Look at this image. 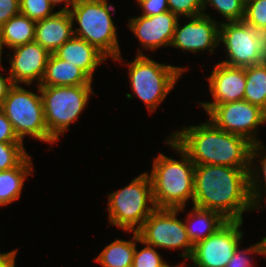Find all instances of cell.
<instances>
[{"label": "cell", "instance_id": "obj_25", "mask_svg": "<svg viewBox=\"0 0 266 267\" xmlns=\"http://www.w3.org/2000/svg\"><path fill=\"white\" fill-rule=\"evenodd\" d=\"M262 150H266V148L264 147V145H262V143H255L252 145L251 148V165H250V196L252 199L253 204L257 207L256 209L259 208L260 210H262V203L261 201H263L262 198V194L264 193V196L266 194V151L265 153H263L264 151ZM263 155V156H262ZM260 157V158H259ZM255 159H258V161H260V166H257L256 164H253V161H255ZM260 170V171H258ZM262 171V173H261ZM259 174V175H258ZM262 174V177L260 176ZM263 178V180H261L260 178ZM264 181V182H263ZM263 182V183H262ZM262 185L263 188L262 189Z\"/></svg>", "mask_w": 266, "mask_h": 267}, {"label": "cell", "instance_id": "obj_36", "mask_svg": "<svg viewBox=\"0 0 266 267\" xmlns=\"http://www.w3.org/2000/svg\"><path fill=\"white\" fill-rule=\"evenodd\" d=\"M18 249L0 254V267H15V258Z\"/></svg>", "mask_w": 266, "mask_h": 267}, {"label": "cell", "instance_id": "obj_12", "mask_svg": "<svg viewBox=\"0 0 266 267\" xmlns=\"http://www.w3.org/2000/svg\"><path fill=\"white\" fill-rule=\"evenodd\" d=\"M243 221H227L215 233L197 242L190 260L193 267H226L244 236Z\"/></svg>", "mask_w": 266, "mask_h": 267}, {"label": "cell", "instance_id": "obj_13", "mask_svg": "<svg viewBox=\"0 0 266 267\" xmlns=\"http://www.w3.org/2000/svg\"><path fill=\"white\" fill-rule=\"evenodd\" d=\"M190 21L183 27L177 22L170 47L192 53L204 50L213 54L219 45V27L221 22H216L205 12L197 17L187 18Z\"/></svg>", "mask_w": 266, "mask_h": 267}, {"label": "cell", "instance_id": "obj_16", "mask_svg": "<svg viewBox=\"0 0 266 267\" xmlns=\"http://www.w3.org/2000/svg\"><path fill=\"white\" fill-rule=\"evenodd\" d=\"M179 19L171 11L154 16L141 15L129 19L128 27L144 49L153 51L170 46Z\"/></svg>", "mask_w": 266, "mask_h": 267}, {"label": "cell", "instance_id": "obj_3", "mask_svg": "<svg viewBox=\"0 0 266 267\" xmlns=\"http://www.w3.org/2000/svg\"><path fill=\"white\" fill-rule=\"evenodd\" d=\"M166 143L181 156L176 160L159 153L154 158L150 178L156 208L178 209L194 198L195 164L169 136Z\"/></svg>", "mask_w": 266, "mask_h": 267}, {"label": "cell", "instance_id": "obj_24", "mask_svg": "<svg viewBox=\"0 0 266 267\" xmlns=\"http://www.w3.org/2000/svg\"><path fill=\"white\" fill-rule=\"evenodd\" d=\"M244 100L266 112V61L245 67Z\"/></svg>", "mask_w": 266, "mask_h": 267}, {"label": "cell", "instance_id": "obj_7", "mask_svg": "<svg viewBox=\"0 0 266 267\" xmlns=\"http://www.w3.org/2000/svg\"><path fill=\"white\" fill-rule=\"evenodd\" d=\"M24 88L18 84H13L0 108L22 142L24 137L29 135L43 143H56L57 141L48 133L45 123L39 85H37L38 94Z\"/></svg>", "mask_w": 266, "mask_h": 267}, {"label": "cell", "instance_id": "obj_17", "mask_svg": "<svg viewBox=\"0 0 266 267\" xmlns=\"http://www.w3.org/2000/svg\"><path fill=\"white\" fill-rule=\"evenodd\" d=\"M73 27L69 11H56L53 15L36 21L34 41L54 53L74 36Z\"/></svg>", "mask_w": 266, "mask_h": 267}, {"label": "cell", "instance_id": "obj_11", "mask_svg": "<svg viewBox=\"0 0 266 267\" xmlns=\"http://www.w3.org/2000/svg\"><path fill=\"white\" fill-rule=\"evenodd\" d=\"M217 128L247 138L251 143L257 139V126L266 123V112L246 100L215 105L208 113Z\"/></svg>", "mask_w": 266, "mask_h": 267}, {"label": "cell", "instance_id": "obj_5", "mask_svg": "<svg viewBox=\"0 0 266 267\" xmlns=\"http://www.w3.org/2000/svg\"><path fill=\"white\" fill-rule=\"evenodd\" d=\"M186 70L180 66L160 64L139 50L135 59L128 63L130 88L149 112H154Z\"/></svg>", "mask_w": 266, "mask_h": 267}, {"label": "cell", "instance_id": "obj_4", "mask_svg": "<svg viewBox=\"0 0 266 267\" xmlns=\"http://www.w3.org/2000/svg\"><path fill=\"white\" fill-rule=\"evenodd\" d=\"M110 11L115 14V7L108 4L107 0H76L72 9H69L72 22L79 25L78 29H73V33L75 37L95 46L107 58L123 61Z\"/></svg>", "mask_w": 266, "mask_h": 267}, {"label": "cell", "instance_id": "obj_20", "mask_svg": "<svg viewBox=\"0 0 266 267\" xmlns=\"http://www.w3.org/2000/svg\"><path fill=\"white\" fill-rule=\"evenodd\" d=\"M227 221L218 212L193 206L184 223L188 237L195 245L215 233Z\"/></svg>", "mask_w": 266, "mask_h": 267}, {"label": "cell", "instance_id": "obj_38", "mask_svg": "<svg viewBox=\"0 0 266 267\" xmlns=\"http://www.w3.org/2000/svg\"><path fill=\"white\" fill-rule=\"evenodd\" d=\"M50 2L52 3V5L55 7L56 5H58L59 3H65L64 7L61 8L60 10L63 11H69V7H72L73 4L76 2V0H50Z\"/></svg>", "mask_w": 266, "mask_h": 267}, {"label": "cell", "instance_id": "obj_10", "mask_svg": "<svg viewBox=\"0 0 266 267\" xmlns=\"http://www.w3.org/2000/svg\"><path fill=\"white\" fill-rule=\"evenodd\" d=\"M184 208H156L137 231L140 243L158 249H183L179 257L190 259L194 245L188 237L185 223L177 218Z\"/></svg>", "mask_w": 266, "mask_h": 267}, {"label": "cell", "instance_id": "obj_39", "mask_svg": "<svg viewBox=\"0 0 266 267\" xmlns=\"http://www.w3.org/2000/svg\"><path fill=\"white\" fill-rule=\"evenodd\" d=\"M183 266H184V262L183 263L176 264V265L171 266V267H183Z\"/></svg>", "mask_w": 266, "mask_h": 267}, {"label": "cell", "instance_id": "obj_26", "mask_svg": "<svg viewBox=\"0 0 266 267\" xmlns=\"http://www.w3.org/2000/svg\"><path fill=\"white\" fill-rule=\"evenodd\" d=\"M209 5L217 10L227 22L243 21L245 12L243 0H203V11Z\"/></svg>", "mask_w": 266, "mask_h": 267}, {"label": "cell", "instance_id": "obj_1", "mask_svg": "<svg viewBox=\"0 0 266 267\" xmlns=\"http://www.w3.org/2000/svg\"><path fill=\"white\" fill-rule=\"evenodd\" d=\"M250 168L195 165L193 206L220 213L228 221H243L256 209L250 196Z\"/></svg>", "mask_w": 266, "mask_h": 267}, {"label": "cell", "instance_id": "obj_29", "mask_svg": "<svg viewBox=\"0 0 266 267\" xmlns=\"http://www.w3.org/2000/svg\"><path fill=\"white\" fill-rule=\"evenodd\" d=\"M243 21L266 35V0H250L245 3Z\"/></svg>", "mask_w": 266, "mask_h": 267}, {"label": "cell", "instance_id": "obj_14", "mask_svg": "<svg viewBox=\"0 0 266 267\" xmlns=\"http://www.w3.org/2000/svg\"><path fill=\"white\" fill-rule=\"evenodd\" d=\"M212 102H199L208 113L215 105L244 100L246 88L245 68L217 63L209 75Z\"/></svg>", "mask_w": 266, "mask_h": 267}, {"label": "cell", "instance_id": "obj_31", "mask_svg": "<svg viewBox=\"0 0 266 267\" xmlns=\"http://www.w3.org/2000/svg\"><path fill=\"white\" fill-rule=\"evenodd\" d=\"M239 247L240 246L237 247L234 255L226 264V267H254L252 260H249L252 258H249L250 256L248 253L264 255L266 252V237L262 238L260 242H257L248 248L246 247L244 250L239 249Z\"/></svg>", "mask_w": 266, "mask_h": 267}, {"label": "cell", "instance_id": "obj_33", "mask_svg": "<svg viewBox=\"0 0 266 267\" xmlns=\"http://www.w3.org/2000/svg\"><path fill=\"white\" fill-rule=\"evenodd\" d=\"M141 7L142 16H154L169 10L168 0H136Z\"/></svg>", "mask_w": 266, "mask_h": 267}, {"label": "cell", "instance_id": "obj_8", "mask_svg": "<svg viewBox=\"0 0 266 267\" xmlns=\"http://www.w3.org/2000/svg\"><path fill=\"white\" fill-rule=\"evenodd\" d=\"M48 133L58 141L87 107L92 86H39Z\"/></svg>", "mask_w": 266, "mask_h": 267}, {"label": "cell", "instance_id": "obj_19", "mask_svg": "<svg viewBox=\"0 0 266 267\" xmlns=\"http://www.w3.org/2000/svg\"><path fill=\"white\" fill-rule=\"evenodd\" d=\"M92 81L79 67L51 53L39 86H92Z\"/></svg>", "mask_w": 266, "mask_h": 267}, {"label": "cell", "instance_id": "obj_37", "mask_svg": "<svg viewBox=\"0 0 266 267\" xmlns=\"http://www.w3.org/2000/svg\"><path fill=\"white\" fill-rule=\"evenodd\" d=\"M12 85L13 84L10 80L9 75L7 77H4V75H1L0 73V107L2 106L4 99L7 96V92Z\"/></svg>", "mask_w": 266, "mask_h": 267}, {"label": "cell", "instance_id": "obj_15", "mask_svg": "<svg viewBox=\"0 0 266 267\" xmlns=\"http://www.w3.org/2000/svg\"><path fill=\"white\" fill-rule=\"evenodd\" d=\"M13 54H10L9 62L11 68L8 73L12 84L24 83L31 85L34 80L40 85L46 63L51 53L35 41L12 48Z\"/></svg>", "mask_w": 266, "mask_h": 267}, {"label": "cell", "instance_id": "obj_35", "mask_svg": "<svg viewBox=\"0 0 266 267\" xmlns=\"http://www.w3.org/2000/svg\"><path fill=\"white\" fill-rule=\"evenodd\" d=\"M20 14V0H0V27Z\"/></svg>", "mask_w": 266, "mask_h": 267}, {"label": "cell", "instance_id": "obj_18", "mask_svg": "<svg viewBox=\"0 0 266 267\" xmlns=\"http://www.w3.org/2000/svg\"><path fill=\"white\" fill-rule=\"evenodd\" d=\"M54 54L61 60L79 67L91 79L99 64L108 59L95 46L75 36L66 41Z\"/></svg>", "mask_w": 266, "mask_h": 267}, {"label": "cell", "instance_id": "obj_2", "mask_svg": "<svg viewBox=\"0 0 266 267\" xmlns=\"http://www.w3.org/2000/svg\"><path fill=\"white\" fill-rule=\"evenodd\" d=\"M170 137L195 165L250 168L253 143L241 135L217 128L210 120L200 125L184 126Z\"/></svg>", "mask_w": 266, "mask_h": 267}, {"label": "cell", "instance_id": "obj_32", "mask_svg": "<svg viewBox=\"0 0 266 267\" xmlns=\"http://www.w3.org/2000/svg\"><path fill=\"white\" fill-rule=\"evenodd\" d=\"M169 10L179 18L203 15V0H168Z\"/></svg>", "mask_w": 266, "mask_h": 267}, {"label": "cell", "instance_id": "obj_9", "mask_svg": "<svg viewBox=\"0 0 266 267\" xmlns=\"http://www.w3.org/2000/svg\"><path fill=\"white\" fill-rule=\"evenodd\" d=\"M224 44L232 67H249L266 61V35L244 21L223 22L219 27V44Z\"/></svg>", "mask_w": 266, "mask_h": 267}, {"label": "cell", "instance_id": "obj_27", "mask_svg": "<svg viewBox=\"0 0 266 267\" xmlns=\"http://www.w3.org/2000/svg\"><path fill=\"white\" fill-rule=\"evenodd\" d=\"M140 242L137 232H135V251L133 257L132 267H171L166 263L160 253L157 252L155 247L144 244V248L137 250L136 243Z\"/></svg>", "mask_w": 266, "mask_h": 267}, {"label": "cell", "instance_id": "obj_30", "mask_svg": "<svg viewBox=\"0 0 266 267\" xmlns=\"http://www.w3.org/2000/svg\"><path fill=\"white\" fill-rule=\"evenodd\" d=\"M53 9L50 0H20V13L35 21L53 15Z\"/></svg>", "mask_w": 266, "mask_h": 267}, {"label": "cell", "instance_id": "obj_22", "mask_svg": "<svg viewBox=\"0 0 266 267\" xmlns=\"http://www.w3.org/2000/svg\"><path fill=\"white\" fill-rule=\"evenodd\" d=\"M36 21L18 14L0 27V52L3 54L4 45L14 47L34 41Z\"/></svg>", "mask_w": 266, "mask_h": 267}, {"label": "cell", "instance_id": "obj_21", "mask_svg": "<svg viewBox=\"0 0 266 267\" xmlns=\"http://www.w3.org/2000/svg\"><path fill=\"white\" fill-rule=\"evenodd\" d=\"M32 168V160L28 155L17 167L0 171V207L20 199L26 177L33 175Z\"/></svg>", "mask_w": 266, "mask_h": 267}, {"label": "cell", "instance_id": "obj_34", "mask_svg": "<svg viewBox=\"0 0 266 267\" xmlns=\"http://www.w3.org/2000/svg\"><path fill=\"white\" fill-rule=\"evenodd\" d=\"M0 142L1 143H23L15 133L13 125L0 108Z\"/></svg>", "mask_w": 266, "mask_h": 267}, {"label": "cell", "instance_id": "obj_23", "mask_svg": "<svg viewBox=\"0 0 266 267\" xmlns=\"http://www.w3.org/2000/svg\"><path fill=\"white\" fill-rule=\"evenodd\" d=\"M131 240L116 239L108 244L95 261L103 267H132L135 251V232Z\"/></svg>", "mask_w": 266, "mask_h": 267}, {"label": "cell", "instance_id": "obj_6", "mask_svg": "<svg viewBox=\"0 0 266 267\" xmlns=\"http://www.w3.org/2000/svg\"><path fill=\"white\" fill-rule=\"evenodd\" d=\"M155 209L148 172L141 173L127 186L108 196V222L124 232H137Z\"/></svg>", "mask_w": 266, "mask_h": 267}, {"label": "cell", "instance_id": "obj_28", "mask_svg": "<svg viewBox=\"0 0 266 267\" xmlns=\"http://www.w3.org/2000/svg\"><path fill=\"white\" fill-rule=\"evenodd\" d=\"M27 156L23 143L0 142V171L17 167Z\"/></svg>", "mask_w": 266, "mask_h": 267}, {"label": "cell", "instance_id": "obj_40", "mask_svg": "<svg viewBox=\"0 0 266 267\" xmlns=\"http://www.w3.org/2000/svg\"><path fill=\"white\" fill-rule=\"evenodd\" d=\"M2 53L0 52V66H1V71H3V68H2V64H1V62H2Z\"/></svg>", "mask_w": 266, "mask_h": 267}]
</instances>
